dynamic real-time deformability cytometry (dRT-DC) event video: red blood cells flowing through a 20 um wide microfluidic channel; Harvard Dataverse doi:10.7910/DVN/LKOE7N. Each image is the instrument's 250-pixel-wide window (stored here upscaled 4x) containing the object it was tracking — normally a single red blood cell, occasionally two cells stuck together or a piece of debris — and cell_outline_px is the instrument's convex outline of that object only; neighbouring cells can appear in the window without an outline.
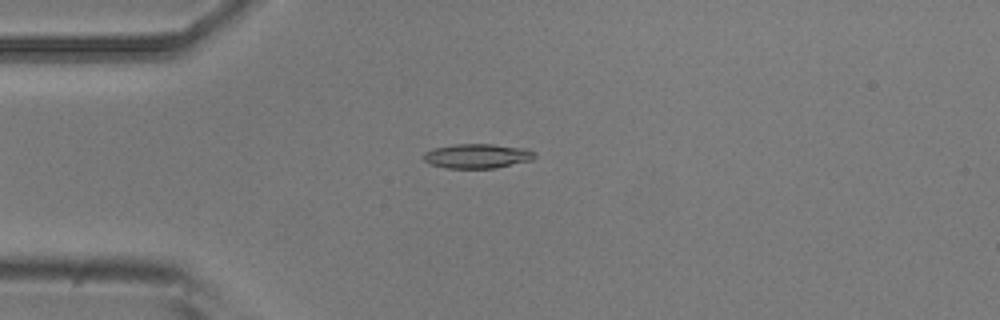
{"species": "common noctule bat (a hibernating species)", "species_latin": "Nyctalus noctula", "temperature_condition": "room temperature", "stored_images_in_passage": 7, "camera_frame_rate_fps": 3000, "um_per_image_px": 0.085, "animal": {"sex": "male", "body_mass_g": 20.5, "forearm_length_mm": 52.5}, "frame": {"image": 1, "passage_image": 5, "time_ms": 4.333, "image_size_px": [1000, 320], "cell_outline_px": [[536, 156], [532, 160], [496, 168], [448, 168], [432, 164], [424, 160], [424, 152], [432, 148], [456, 144], [492, 144], [528, 148], [536, 152]], "centroid_in_image_um": [40.62, 13.25], "position_along_channel_um": 44.4, "area_um2": 15.95}}
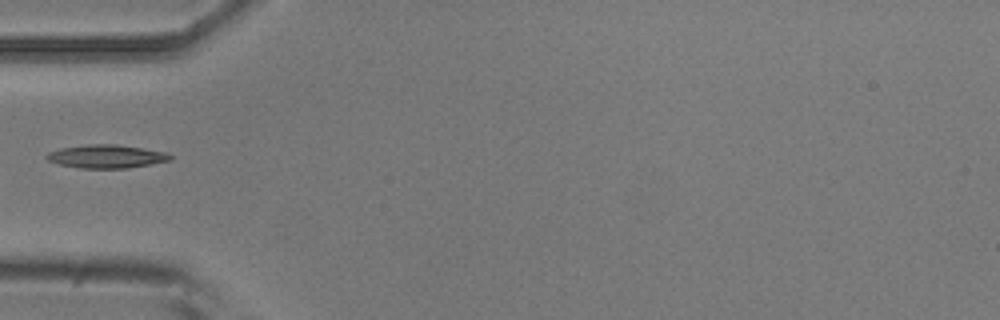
{"frame": {"image": 2, "passage_image": 6, "time_ms": 5.667, "image_size_px": [1000, 320], "cell_outline_px": [[172, 160], [128, 168], [80, 168], [60, 164], [48, 160], [44, 156], [48, 152], [60, 148], [88, 144], [116, 144], [168, 152], [172, 156]], "centroid_in_image_um": [9.06, 13.29], "position_along_channel_um": 75.9, "area_um2": 16.82}}
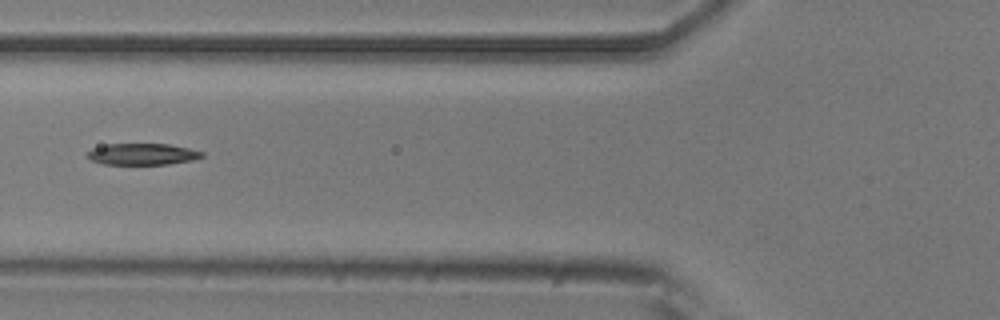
{"frame": {"image": 3, "passage_image": 7, "time_ms": 6.667, "image_size_px": [1000, 320], "cell_outline_px": [[204, 156], [192, 160], [168, 164], [104, 164], [92, 160], [88, 156], [88, 152], [92, 148], [108, 144], [168, 144], [188, 148], [204, 152]], "centroid_in_image_um": [12.13, 13.1], "position_along_channel_um": 113.7, "area_um2": 14.16}}